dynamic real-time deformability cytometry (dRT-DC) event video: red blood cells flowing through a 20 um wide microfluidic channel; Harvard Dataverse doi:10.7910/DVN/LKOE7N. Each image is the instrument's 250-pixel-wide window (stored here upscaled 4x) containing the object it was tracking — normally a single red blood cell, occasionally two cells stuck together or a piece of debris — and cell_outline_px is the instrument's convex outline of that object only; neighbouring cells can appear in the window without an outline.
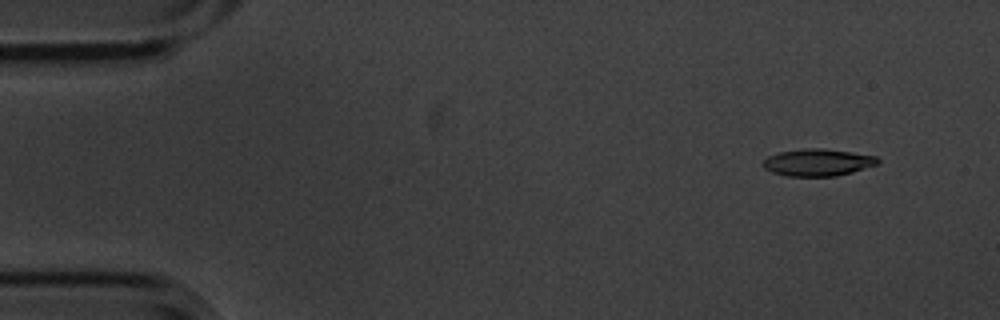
{"species": "common noctule bat (a hibernating species)", "species_latin": "Nyctalus noctula", "temperature_condition": "cold", "stored_images_in_passage": 6, "camera_frame_rate_fps": 3000, "um_per_image_px": 0.085, "animal": {"sex": "male", "body_mass_g": 20.1, "forearm_length_mm": 53.5}, "frame": {"image": 1, "passage_image": 1, "time_ms": 0.0, "image_size_px": [1000, 320], "cell_outline_px": [[880, 160], [876, 164], [852, 172], [836, 176], [788, 176], [772, 172], [764, 168], [764, 160], [768, 156], [780, 152], [804, 148], [820, 148], [876, 156]], "centroid_in_image_um": [69.49, 13.81], "position_along_channel_um": 15.5, "area_um2": 17.8}}
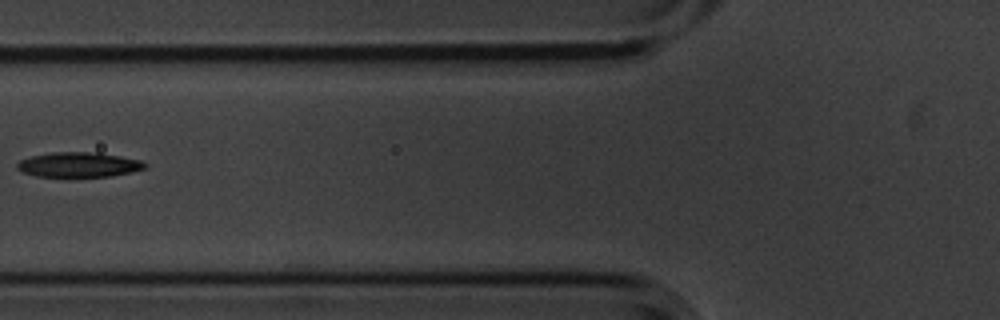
{"frame": {"image": 2, "passage_image": 5, "time_ms": 1.333, "image_size_px": [1000, 320], "cell_outline_px": [[148, 164], [144, 168], [132, 172], [112, 176], [36, 176], [20, 172], [16, 168], [16, 164], [20, 160], [32, 156], [52, 152], [96, 152], [120, 156], [140, 160]], "centroid_in_image_um": [6.67, 13.99], "position_along_channel_um": 119.1, "area_um2": 18.5}}
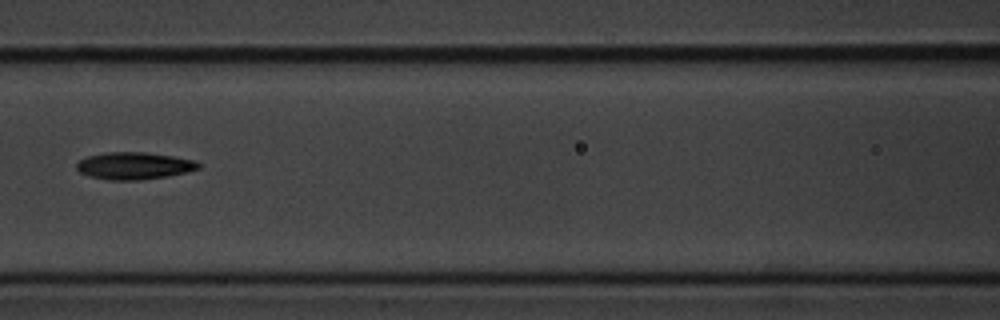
{"frame": {"image": 3, "passage_image": 6, "time_ms": 1.667, "image_size_px": [1000, 320], "cell_outline_px": [[200, 168], [188, 172], [168, 176], [140, 180], [108, 180], [88, 176], [80, 172], [76, 168], [76, 164], [80, 160], [88, 156], [104, 152], [144, 152], [172, 156], [196, 160], [200, 164]], "centroid_in_image_um": [11.41, 14.09], "position_along_channel_um": 155.2, "area_um2": 19.42}}